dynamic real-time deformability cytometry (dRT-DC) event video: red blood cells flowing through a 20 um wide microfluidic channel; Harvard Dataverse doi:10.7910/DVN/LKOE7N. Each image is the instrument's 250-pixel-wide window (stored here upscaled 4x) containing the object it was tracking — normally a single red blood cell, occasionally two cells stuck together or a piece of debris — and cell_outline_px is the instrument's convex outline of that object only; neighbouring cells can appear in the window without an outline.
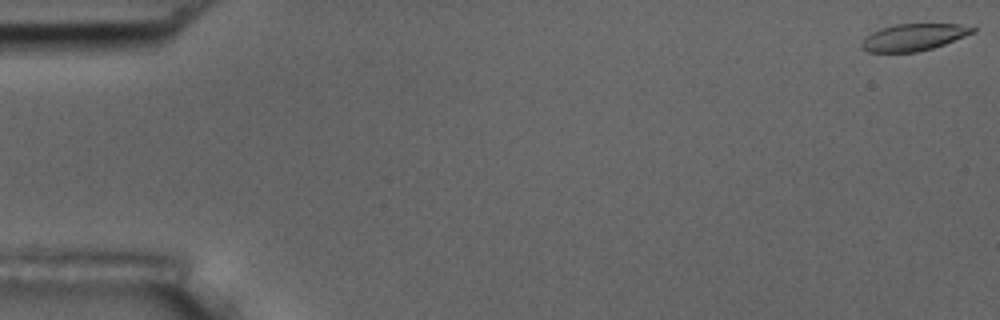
{"species": "common noctule bat (a hibernating species)", "species_latin": "Nyctalus noctula", "temperature_condition": "room temperature", "stored_images_in_passage": 8, "camera_frame_rate_fps": 3000, "um_per_image_px": 0.085, "animal": {"sex": "male", "body_mass_g": 17.5, "forearm_length_mm": 52.3}, "frame": {"image": 1, "passage_image": 1, "time_ms": 0.0, "image_size_px": [1000, 320], "cell_outline_px": [[976, 32], [944, 44], [932, 48], [916, 52], [868, 52], [860, 48], [860, 44], [872, 32], [880, 28], [896, 24], [960, 24], [976, 28]], "centroid_in_image_um": [77.66, 3.16], "position_along_channel_um": 7.3, "area_um2": 17.34}}
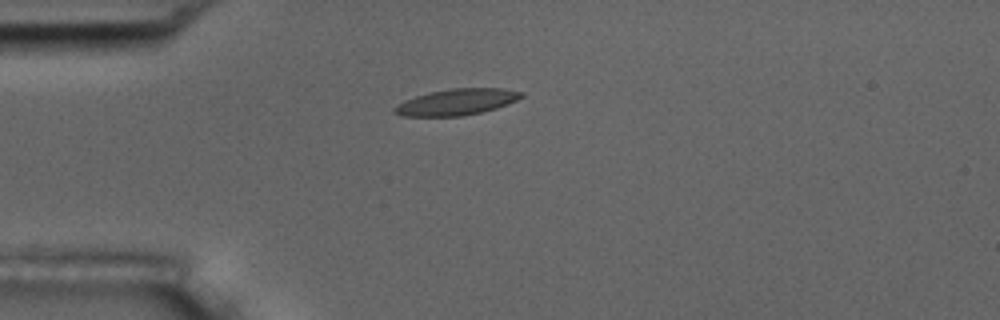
{"frame": {"image": 2, "passage_image": 5, "time_ms": 4.667, "image_size_px": [1000, 320], "cell_outline_px": [[524, 96], [508, 104], [496, 108], [480, 112], [460, 116], [400, 116], [392, 112], [392, 108], [404, 100], [428, 92], [452, 88], [504, 88], [524, 92]], "centroid_in_image_um": [38.8, 8.66], "position_along_channel_um": 46.2, "area_um2": 19.48}}